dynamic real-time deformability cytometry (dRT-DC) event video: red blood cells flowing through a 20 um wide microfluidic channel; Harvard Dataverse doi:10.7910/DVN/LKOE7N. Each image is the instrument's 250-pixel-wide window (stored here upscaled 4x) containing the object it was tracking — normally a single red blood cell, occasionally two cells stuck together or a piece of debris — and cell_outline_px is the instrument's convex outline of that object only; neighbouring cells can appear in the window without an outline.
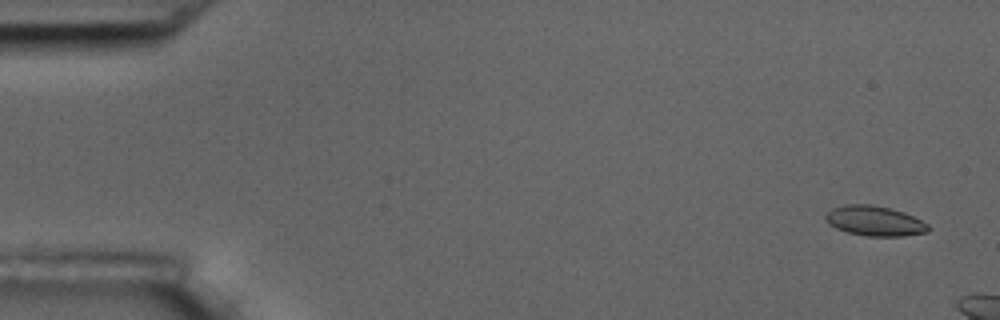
{"species": "common noctule bat (a hibernating species)", "species_latin": "Nyctalus noctula", "temperature_condition": "room temperature", "stored_images_in_passage": 2, "camera_frame_rate_fps": 3000, "um_per_image_px": 0.085, "animal": {"sex": "male", "body_mass_g": 17.5, "forearm_length_mm": 52.3}, "frame": {"image": 1, "passage_image": 1, "time_ms": 0.0, "image_size_px": [1000, 320], "cell_outline_px": [[932, 228], [928, 232], [904, 236], [864, 236], [848, 232], [836, 228], [828, 224], [824, 216], [832, 208], [844, 204], [872, 204], [904, 212], [928, 224]], "centroid_in_image_um": [74.34, 18.78], "position_along_channel_um": 10.7, "area_um2": 18.03}}